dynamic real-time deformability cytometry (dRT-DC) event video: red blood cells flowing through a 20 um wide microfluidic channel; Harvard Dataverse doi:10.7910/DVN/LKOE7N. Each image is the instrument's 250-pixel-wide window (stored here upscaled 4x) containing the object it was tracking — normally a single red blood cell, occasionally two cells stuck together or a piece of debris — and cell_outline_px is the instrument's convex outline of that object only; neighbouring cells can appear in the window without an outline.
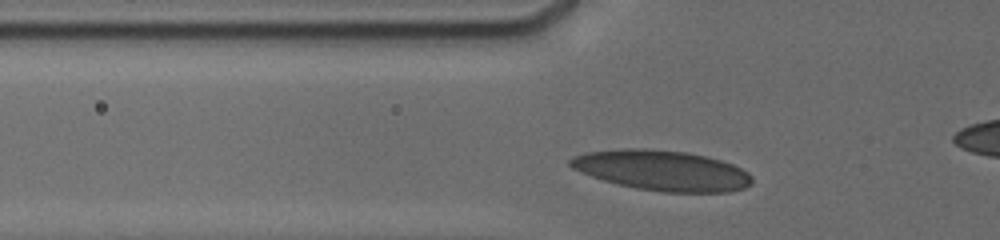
{"species": "human", "species_latin": "Homo sapiens", "temperature_condition": "cold", "stored_images_in_passage": 44, "camera_frame_rate_fps": 3000, "um_per_image_px": 0.085, "donor": {"sex": "male"}, "frame": {"image": 1, "passage_image": 16, "time_ms": 4.667, "image_size_px": [1000, 240], "cell_outline_px": [[752, 180], [744, 188], [728, 192], [664, 192], [636, 188], [616, 184], [580, 172], [572, 168], [568, 164], [568, 160], [572, 156], [588, 152], [624, 148], [648, 148], [688, 152], [720, 160], [732, 164], [748, 172], [752, 176]], "centroid_in_image_um": [56.24, 14.48], "position_along_channel_um": 69.6, "area_um2": 42.66}}
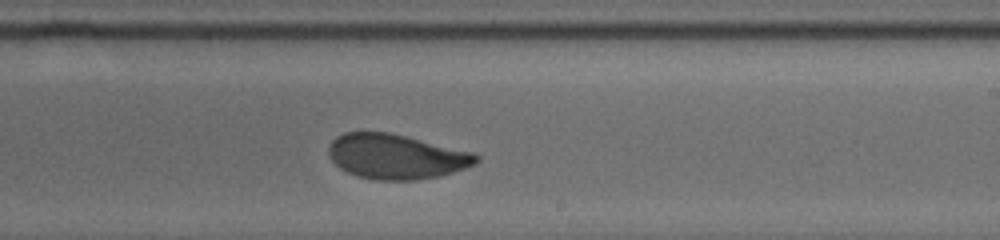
{"frame": {"image": 2, "passage_image": 31, "time_ms": 9.667, "image_size_px": [1000, 240], "cell_outline_px": [[480, 160], [476, 164], [440, 176], [416, 180], [376, 180], [356, 176], [340, 168], [328, 156], [328, 144], [336, 136], [344, 132], [388, 132], [472, 152], [480, 156]], "centroid_in_image_um": [33.64, 13.31], "position_along_channel_um": 255.4, "area_um2": 38.55}}
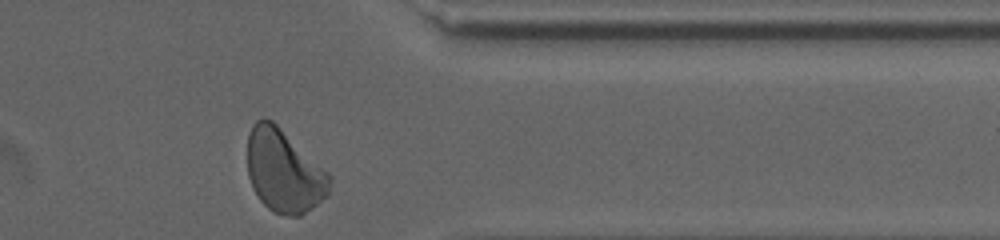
{"frame": {"image": 3, "passage_image": 44, "time_ms": 13.333, "image_size_px": [1000, 240], "cell_outline_px": [[332, 180], [328, 196], [312, 208], [300, 216], [288, 216], [272, 212], [260, 200], [252, 188], [248, 176], [248, 132], [252, 124], [256, 120], [264, 116], [272, 120], [328, 172], [332, 176]], "centroid_in_image_um": [24.14, 14.54], "position_along_channel_um": 387.3, "area_um2": 40.0}, "authors_computed_cell_mechanics": {"area_um2": 38.6682, "velocity_mm_per_s": 3.7679, "shape_relaxation_time_tau1_ms": 4.4486, "shape_relaxation_time_tau2_ms": 1.0773, "deformation_change_tau1": 0.1387, "deformation_change_tau2": 0.063}}